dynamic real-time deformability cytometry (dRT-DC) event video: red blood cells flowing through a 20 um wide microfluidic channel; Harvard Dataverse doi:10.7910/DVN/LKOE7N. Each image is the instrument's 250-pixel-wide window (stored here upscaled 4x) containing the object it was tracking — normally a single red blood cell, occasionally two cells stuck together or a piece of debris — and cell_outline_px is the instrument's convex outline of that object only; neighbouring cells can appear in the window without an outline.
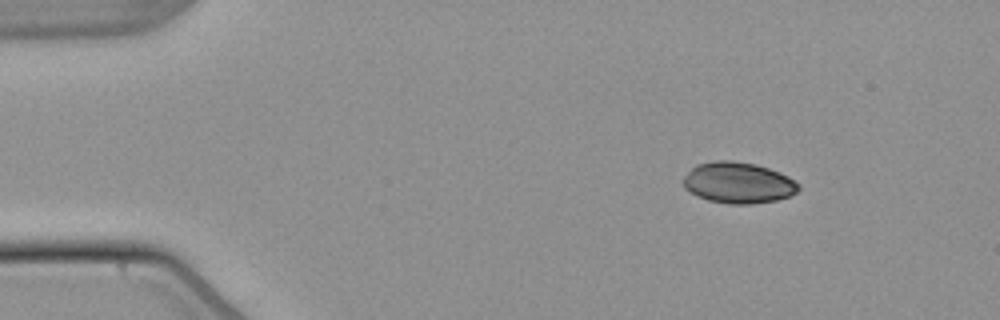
{"species": "common noctule bat (a hibernating species)", "species_latin": "Nyctalus noctula", "temperature_condition": "warm", "stored_images_in_passage": 47, "camera_frame_rate_fps": 3000, "um_per_image_px": 0.085, "animal": {"sex": "male", "body_mass_g": 21.5, "forearm_length_mm": 52.0}, "frame": {"image": 1, "passage_image": 1, "time_ms": 0.0, "image_size_px": [1000, 320], "cell_outline_px": [[800, 188], [796, 192], [788, 196], [776, 200], [752, 204], [728, 204], [708, 200], [696, 196], [684, 188], [680, 180], [696, 164], [712, 160], [732, 160], [756, 164], [780, 172], [788, 176], [800, 184]], "centroid_in_image_um": [62.71, 15.53], "position_along_channel_um": 22.3, "area_um2": 27.98}}
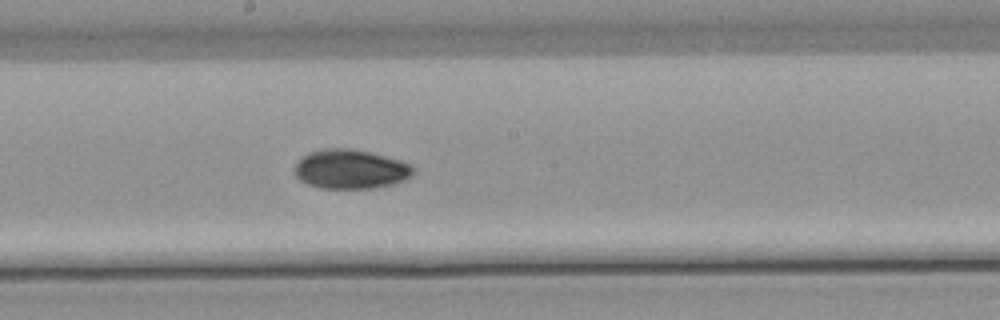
{"frame": {"image": 2, "passage_image": 23, "time_ms": 7.333, "image_size_px": [1000, 320], "cell_outline_px": [[416, 172], [404, 180], [392, 184], [372, 188], [320, 188], [308, 184], [300, 180], [296, 176], [296, 164], [304, 156], [312, 152], [324, 148], [352, 148], [372, 152], [400, 160], [412, 164], [416, 168]], "centroid_in_image_um": [29.86, 14.37], "position_along_channel_um": 218.3, "area_um2": 27.17}}
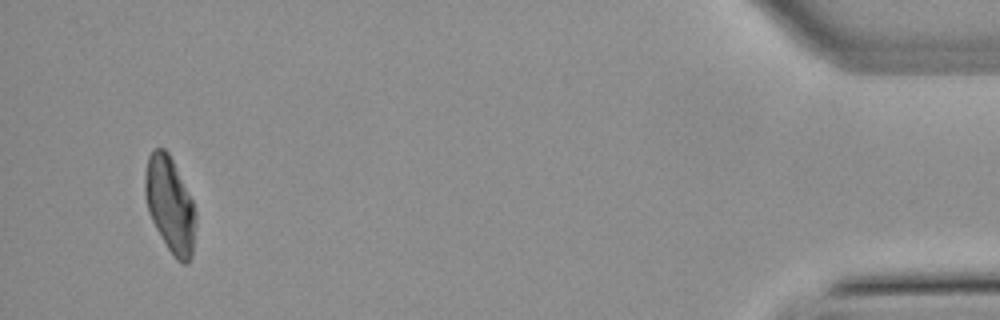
{"frame": {"image": 3, "passage_image": 45, "time_ms": 14.667, "image_size_px": [1000, 320], "cell_outline_px": [[196, 220], [192, 256], [188, 264], [184, 264], [176, 260], [168, 248], [156, 228], [148, 212], [144, 196], [144, 176], [148, 156], [152, 148], [164, 148], [168, 152], [192, 200], [196, 212]], "centroid_in_image_um": [14.44, 17.41], "position_along_channel_um": 420.8, "area_um2": 28.26}, "authors_computed_cell_mechanics": {"area_um2": 27.5128, "velocity_mm_per_s": 3.8364, "shape_relaxation_time_tau1_ms": 4.8273, "shape_relaxation_time_tau2_ms": null, "deformation_change_tau1": 0.1656, "deformation_change_tau2": null}}